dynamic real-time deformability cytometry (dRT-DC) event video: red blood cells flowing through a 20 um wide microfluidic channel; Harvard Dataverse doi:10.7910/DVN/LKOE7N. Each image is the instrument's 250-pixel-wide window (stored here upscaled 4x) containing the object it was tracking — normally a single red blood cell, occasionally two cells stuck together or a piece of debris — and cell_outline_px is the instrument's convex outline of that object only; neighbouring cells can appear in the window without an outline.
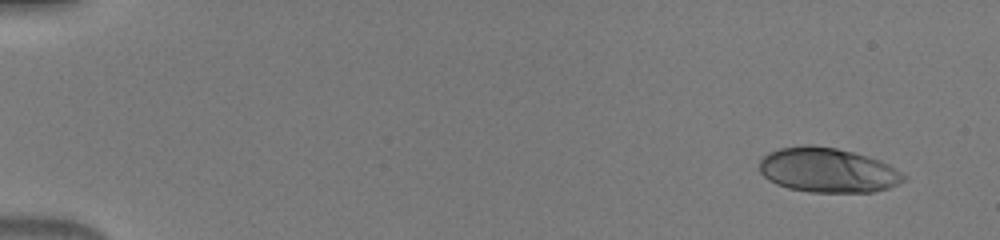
{"species": "human", "species_latin": "Homo sapiens", "temperature_condition": "warm", "stored_images_in_passage": 27, "camera_frame_rate_fps": 3000, "um_per_image_px": 0.085, "donor": {"sex": "male"}, "frame": {"image": 1, "passage_image": 1, "time_ms": 0.0, "image_size_px": [1000, 240], "cell_outline_px": [[908, 180], [888, 188], [872, 192], [808, 192], [788, 188], [776, 184], [768, 180], [760, 172], [760, 160], [768, 152], [780, 148], [804, 144], [812, 144], [836, 148], [868, 156], [880, 160], [888, 164], [908, 176]], "centroid_in_image_um": [70.37, 14.46], "position_along_channel_um": 14.6, "area_um2": 37.86}}
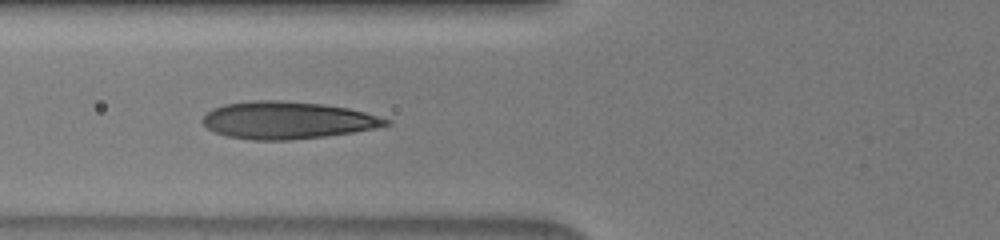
{"frame": {"image": 2, "passage_image": 12, "time_ms": 3.667, "image_size_px": [1000, 240], "cell_outline_px": [[392, 124], [352, 132], [324, 136], [288, 140], [252, 140], [228, 136], [216, 132], [208, 128], [200, 120], [212, 108], [224, 104], [252, 100], [280, 100], [320, 104], [348, 108], [364, 112], [392, 120]], "centroid_in_image_um": [24.4, 10.21], "position_along_channel_um": 101.4, "area_um2": 39.59}}
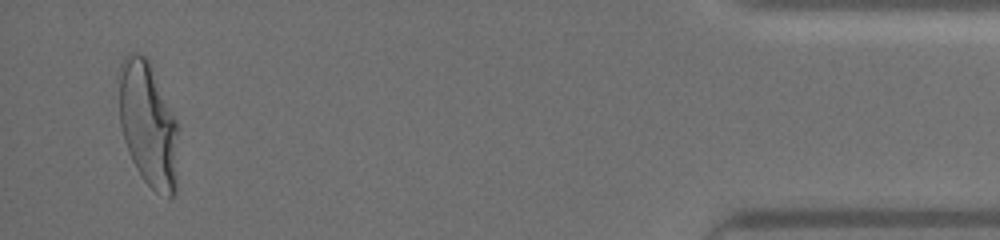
{"frame": {"image": 3, "passage_image": 27, "time_ms": 8.667, "image_size_px": [1000, 240], "cell_outline_px": [[176, 192], [172, 196], [168, 196], [156, 192], [144, 180], [136, 168], [128, 152], [124, 140], [120, 124], [120, 64], [124, 56], [132, 52], [136, 52], [144, 56], [148, 60], [176, 120]], "centroid_in_image_um": [12.57, 10.57], "position_along_channel_um": 422.6, "area_um2": 42.19}}